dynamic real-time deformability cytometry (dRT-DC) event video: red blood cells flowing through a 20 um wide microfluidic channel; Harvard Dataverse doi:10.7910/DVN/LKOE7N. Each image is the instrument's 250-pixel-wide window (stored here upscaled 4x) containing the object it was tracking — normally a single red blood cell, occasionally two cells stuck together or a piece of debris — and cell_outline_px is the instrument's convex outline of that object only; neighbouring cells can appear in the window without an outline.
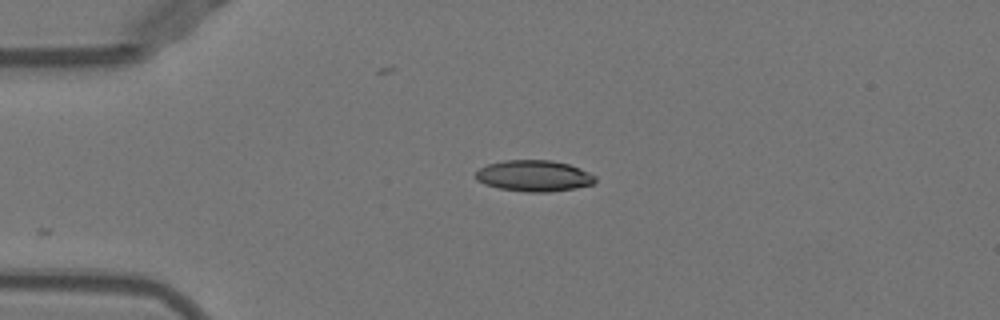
{"species": "Egyptian fruit bat (a non-hibernating species)", "species_latin": "Rousettus aegyptiacus", "temperature_condition": "warm", "stored_images_in_passage": 17, "camera_frame_rate_fps": 3000, "um_per_image_px": 0.085, "animal": {"sex": "female"}, "frame": {"image": 1, "passage_image": 1, "time_ms": 0.0, "image_size_px": [1000, 320], "cell_outline_px": [[596, 180], [592, 184], [576, 188], [548, 192], [528, 192], [500, 188], [484, 184], [476, 180], [476, 172], [480, 168], [488, 164], [504, 160], [552, 160], [568, 164], [580, 168], [596, 176]], "centroid_in_image_um": [45.39, 14.94], "position_along_channel_um": 39.6, "area_um2": 21.68}}
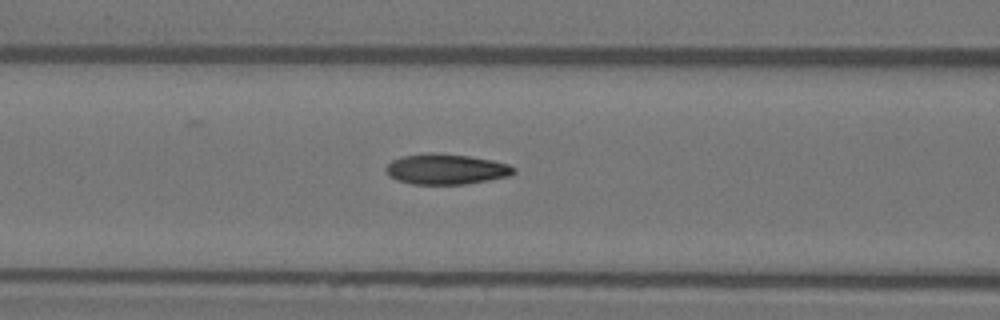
{"frame": {"image": 2, "passage_image": 10, "time_ms": 3.0, "image_size_px": [1000, 320], "cell_outline_px": [[516, 172], [512, 176], [468, 184], [412, 184], [396, 180], [388, 176], [384, 168], [392, 160], [404, 156], [432, 152], [468, 156], [492, 160], [508, 164], [516, 168]], "centroid_in_image_um": [37.94, 14.39], "position_along_channel_um": 128.7, "area_um2": 22.89}}
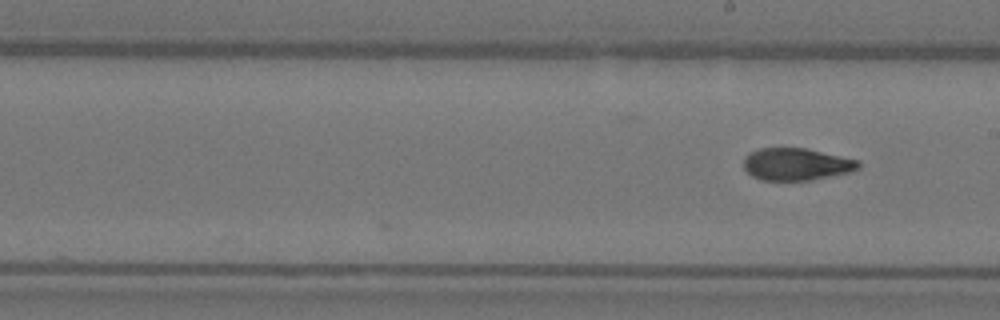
{"frame": {"image": 3, "passage_image": 17, "time_ms": 5.333, "image_size_px": [1000, 320], "cell_outline_px": [[860, 168], [852, 172], [812, 180], [760, 180], [752, 176], [744, 168], [744, 156], [748, 152], [760, 148], [804, 148], [860, 160]], "centroid_in_image_um": [67.7, 13.96], "position_along_channel_um": 221.3, "area_um2": 21.73}}